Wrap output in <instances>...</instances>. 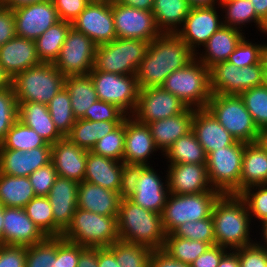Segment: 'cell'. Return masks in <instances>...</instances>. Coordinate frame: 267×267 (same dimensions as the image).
<instances>
[{
    "mask_svg": "<svg viewBox=\"0 0 267 267\" xmlns=\"http://www.w3.org/2000/svg\"><path fill=\"white\" fill-rule=\"evenodd\" d=\"M85 247L57 236V267H77L81 251Z\"/></svg>",
    "mask_w": 267,
    "mask_h": 267,
    "instance_id": "55",
    "label": "cell"
},
{
    "mask_svg": "<svg viewBox=\"0 0 267 267\" xmlns=\"http://www.w3.org/2000/svg\"><path fill=\"white\" fill-rule=\"evenodd\" d=\"M170 164H206L207 154L193 131L179 137L165 152Z\"/></svg>",
    "mask_w": 267,
    "mask_h": 267,
    "instance_id": "40",
    "label": "cell"
},
{
    "mask_svg": "<svg viewBox=\"0 0 267 267\" xmlns=\"http://www.w3.org/2000/svg\"><path fill=\"white\" fill-rule=\"evenodd\" d=\"M58 177L52 162L40 167L28 176L35 196H48L52 185Z\"/></svg>",
    "mask_w": 267,
    "mask_h": 267,
    "instance_id": "54",
    "label": "cell"
},
{
    "mask_svg": "<svg viewBox=\"0 0 267 267\" xmlns=\"http://www.w3.org/2000/svg\"><path fill=\"white\" fill-rule=\"evenodd\" d=\"M127 115L117 106L97 100L81 117L87 121H124Z\"/></svg>",
    "mask_w": 267,
    "mask_h": 267,
    "instance_id": "53",
    "label": "cell"
},
{
    "mask_svg": "<svg viewBox=\"0 0 267 267\" xmlns=\"http://www.w3.org/2000/svg\"><path fill=\"white\" fill-rule=\"evenodd\" d=\"M206 108L237 141L256 142L259 129L240 95L212 94Z\"/></svg>",
    "mask_w": 267,
    "mask_h": 267,
    "instance_id": "8",
    "label": "cell"
},
{
    "mask_svg": "<svg viewBox=\"0 0 267 267\" xmlns=\"http://www.w3.org/2000/svg\"><path fill=\"white\" fill-rule=\"evenodd\" d=\"M62 237L84 247H109L119 240L117 216H104L77 208Z\"/></svg>",
    "mask_w": 267,
    "mask_h": 267,
    "instance_id": "6",
    "label": "cell"
},
{
    "mask_svg": "<svg viewBox=\"0 0 267 267\" xmlns=\"http://www.w3.org/2000/svg\"><path fill=\"white\" fill-rule=\"evenodd\" d=\"M122 195L86 181L79 182L77 208L104 215L118 216Z\"/></svg>",
    "mask_w": 267,
    "mask_h": 267,
    "instance_id": "29",
    "label": "cell"
},
{
    "mask_svg": "<svg viewBox=\"0 0 267 267\" xmlns=\"http://www.w3.org/2000/svg\"><path fill=\"white\" fill-rule=\"evenodd\" d=\"M88 150L78 147L66 136L51 144V162L57 175L77 182L84 181Z\"/></svg>",
    "mask_w": 267,
    "mask_h": 267,
    "instance_id": "24",
    "label": "cell"
},
{
    "mask_svg": "<svg viewBox=\"0 0 267 267\" xmlns=\"http://www.w3.org/2000/svg\"><path fill=\"white\" fill-rule=\"evenodd\" d=\"M112 12L117 38L139 39L150 43L162 34L151 11L114 2Z\"/></svg>",
    "mask_w": 267,
    "mask_h": 267,
    "instance_id": "15",
    "label": "cell"
},
{
    "mask_svg": "<svg viewBox=\"0 0 267 267\" xmlns=\"http://www.w3.org/2000/svg\"><path fill=\"white\" fill-rule=\"evenodd\" d=\"M66 76L54 64L41 63L38 66L16 74L11 85L18 102L48 104L65 87Z\"/></svg>",
    "mask_w": 267,
    "mask_h": 267,
    "instance_id": "4",
    "label": "cell"
},
{
    "mask_svg": "<svg viewBox=\"0 0 267 267\" xmlns=\"http://www.w3.org/2000/svg\"><path fill=\"white\" fill-rule=\"evenodd\" d=\"M47 105L55 127L65 137L77 120L72 111L69 92L64 87Z\"/></svg>",
    "mask_w": 267,
    "mask_h": 267,
    "instance_id": "45",
    "label": "cell"
},
{
    "mask_svg": "<svg viewBox=\"0 0 267 267\" xmlns=\"http://www.w3.org/2000/svg\"><path fill=\"white\" fill-rule=\"evenodd\" d=\"M239 195L244 199L252 220L253 217L260 223L267 220V184L249 187Z\"/></svg>",
    "mask_w": 267,
    "mask_h": 267,
    "instance_id": "51",
    "label": "cell"
},
{
    "mask_svg": "<svg viewBox=\"0 0 267 267\" xmlns=\"http://www.w3.org/2000/svg\"><path fill=\"white\" fill-rule=\"evenodd\" d=\"M195 108L188 107L183 113L162 120L150 122V128L156 148L161 150L162 155L170 146L182 136L192 131V121Z\"/></svg>",
    "mask_w": 267,
    "mask_h": 267,
    "instance_id": "31",
    "label": "cell"
},
{
    "mask_svg": "<svg viewBox=\"0 0 267 267\" xmlns=\"http://www.w3.org/2000/svg\"><path fill=\"white\" fill-rule=\"evenodd\" d=\"M77 267H98V248L85 247L80 253Z\"/></svg>",
    "mask_w": 267,
    "mask_h": 267,
    "instance_id": "62",
    "label": "cell"
},
{
    "mask_svg": "<svg viewBox=\"0 0 267 267\" xmlns=\"http://www.w3.org/2000/svg\"><path fill=\"white\" fill-rule=\"evenodd\" d=\"M9 86H11V78L2 69V66L0 65V90L5 89Z\"/></svg>",
    "mask_w": 267,
    "mask_h": 267,
    "instance_id": "70",
    "label": "cell"
},
{
    "mask_svg": "<svg viewBox=\"0 0 267 267\" xmlns=\"http://www.w3.org/2000/svg\"><path fill=\"white\" fill-rule=\"evenodd\" d=\"M158 151L150 128L133 116L125 118V141L122 162L128 167L149 165V157Z\"/></svg>",
    "mask_w": 267,
    "mask_h": 267,
    "instance_id": "21",
    "label": "cell"
},
{
    "mask_svg": "<svg viewBox=\"0 0 267 267\" xmlns=\"http://www.w3.org/2000/svg\"><path fill=\"white\" fill-rule=\"evenodd\" d=\"M18 120L34 129L47 143L54 144L64 136L55 127L47 104L18 102Z\"/></svg>",
    "mask_w": 267,
    "mask_h": 267,
    "instance_id": "32",
    "label": "cell"
},
{
    "mask_svg": "<svg viewBox=\"0 0 267 267\" xmlns=\"http://www.w3.org/2000/svg\"><path fill=\"white\" fill-rule=\"evenodd\" d=\"M148 45L147 41L130 38H116L98 45L93 68L119 75H136Z\"/></svg>",
    "mask_w": 267,
    "mask_h": 267,
    "instance_id": "7",
    "label": "cell"
},
{
    "mask_svg": "<svg viewBox=\"0 0 267 267\" xmlns=\"http://www.w3.org/2000/svg\"><path fill=\"white\" fill-rule=\"evenodd\" d=\"M189 5L191 8L193 7H212L217 5H220V0H188ZM216 3V4H215Z\"/></svg>",
    "mask_w": 267,
    "mask_h": 267,
    "instance_id": "68",
    "label": "cell"
},
{
    "mask_svg": "<svg viewBox=\"0 0 267 267\" xmlns=\"http://www.w3.org/2000/svg\"><path fill=\"white\" fill-rule=\"evenodd\" d=\"M42 146H51V144L19 120L13 124L0 143V149H17L24 152Z\"/></svg>",
    "mask_w": 267,
    "mask_h": 267,
    "instance_id": "41",
    "label": "cell"
},
{
    "mask_svg": "<svg viewBox=\"0 0 267 267\" xmlns=\"http://www.w3.org/2000/svg\"><path fill=\"white\" fill-rule=\"evenodd\" d=\"M209 247L206 242L180 238L170 233L166 235L163 250L179 262L190 265Z\"/></svg>",
    "mask_w": 267,
    "mask_h": 267,
    "instance_id": "42",
    "label": "cell"
},
{
    "mask_svg": "<svg viewBox=\"0 0 267 267\" xmlns=\"http://www.w3.org/2000/svg\"><path fill=\"white\" fill-rule=\"evenodd\" d=\"M24 210L46 236L63 235L54 223L52 207L47 196H35L24 207Z\"/></svg>",
    "mask_w": 267,
    "mask_h": 267,
    "instance_id": "43",
    "label": "cell"
},
{
    "mask_svg": "<svg viewBox=\"0 0 267 267\" xmlns=\"http://www.w3.org/2000/svg\"><path fill=\"white\" fill-rule=\"evenodd\" d=\"M161 87L190 108H206L212 95L210 69L195 57L185 67L172 72Z\"/></svg>",
    "mask_w": 267,
    "mask_h": 267,
    "instance_id": "5",
    "label": "cell"
},
{
    "mask_svg": "<svg viewBox=\"0 0 267 267\" xmlns=\"http://www.w3.org/2000/svg\"><path fill=\"white\" fill-rule=\"evenodd\" d=\"M125 141V119L109 134L97 140L91 152L122 162Z\"/></svg>",
    "mask_w": 267,
    "mask_h": 267,
    "instance_id": "47",
    "label": "cell"
},
{
    "mask_svg": "<svg viewBox=\"0 0 267 267\" xmlns=\"http://www.w3.org/2000/svg\"><path fill=\"white\" fill-rule=\"evenodd\" d=\"M167 183L170 194H198L217 191L211 187L206 164H169Z\"/></svg>",
    "mask_w": 267,
    "mask_h": 267,
    "instance_id": "23",
    "label": "cell"
},
{
    "mask_svg": "<svg viewBox=\"0 0 267 267\" xmlns=\"http://www.w3.org/2000/svg\"><path fill=\"white\" fill-rule=\"evenodd\" d=\"M97 45L71 27L54 66L65 76L88 75L94 67Z\"/></svg>",
    "mask_w": 267,
    "mask_h": 267,
    "instance_id": "14",
    "label": "cell"
},
{
    "mask_svg": "<svg viewBox=\"0 0 267 267\" xmlns=\"http://www.w3.org/2000/svg\"><path fill=\"white\" fill-rule=\"evenodd\" d=\"M4 206L0 203V245H3Z\"/></svg>",
    "mask_w": 267,
    "mask_h": 267,
    "instance_id": "73",
    "label": "cell"
},
{
    "mask_svg": "<svg viewBox=\"0 0 267 267\" xmlns=\"http://www.w3.org/2000/svg\"><path fill=\"white\" fill-rule=\"evenodd\" d=\"M47 236L28 217L24 208L4 207L3 245L32 246Z\"/></svg>",
    "mask_w": 267,
    "mask_h": 267,
    "instance_id": "22",
    "label": "cell"
},
{
    "mask_svg": "<svg viewBox=\"0 0 267 267\" xmlns=\"http://www.w3.org/2000/svg\"><path fill=\"white\" fill-rule=\"evenodd\" d=\"M16 36L36 40L60 21L52 0L23 5L13 9Z\"/></svg>",
    "mask_w": 267,
    "mask_h": 267,
    "instance_id": "18",
    "label": "cell"
},
{
    "mask_svg": "<svg viewBox=\"0 0 267 267\" xmlns=\"http://www.w3.org/2000/svg\"><path fill=\"white\" fill-rule=\"evenodd\" d=\"M128 169L123 162L88 151L84 181L119 192L124 196L127 190Z\"/></svg>",
    "mask_w": 267,
    "mask_h": 267,
    "instance_id": "20",
    "label": "cell"
},
{
    "mask_svg": "<svg viewBox=\"0 0 267 267\" xmlns=\"http://www.w3.org/2000/svg\"><path fill=\"white\" fill-rule=\"evenodd\" d=\"M195 53L175 33H162L148 45L136 72L139 89L161 87L174 71L185 67Z\"/></svg>",
    "mask_w": 267,
    "mask_h": 267,
    "instance_id": "1",
    "label": "cell"
},
{
    "mask_svg": "<svg viewBox=\"0 0 267 267\" xmlns=\"http://www.w3.org/2000/svg\"><path fill=\"white\" fill-rule=\"evenodd\" d=\"M41 1H45V0H0V4L7 8L15 9L23 5L32 4V3L41 2Z\"/></svg>",
    "mask_w": 267,
    "mask_h": 267,
    "instance_id": "67",
    "label": "cell"
},
{
    "mask_svg": "<svg viewBox=\"0 0 267 267\" xmlns=\"http://www.w3.org/2000/svg\"><path fill=\"white\" fill-rule=\"evenodd\" d=\"M18 103L12 85L0 90V143L18 120Z\"/></svg>",
    "mask_w": 267,
    "mask_h": 267,
    "instance_id": "50",
    "label": "cell"
},
{
    "mask_svg": "<svg viewBox=\"0 0 267 267\" xmlns=\"http://www.w3.org/2000/svg\"><path fill=\"white\" fill-rule=\"evenodd\" d=\"M240 267H267V250L257 243L235 249Z\"/></svg>",
    "mask_w": 267,
    "mask_h": 267,
    "instance_id": "56",
    "label": "cell"
},
{
    "mask_svg": "<svg viewBox=\"0 0 267 267\" xmlns=\"http://www.w3.org/2000/svg\"><path fill=\"white\" fill-rule=\"evenodd\" d=\"M229 249L218 246L211 245L207 250L201 254L194 262L190 264L191 267H217L220 263L222 256Z\"/></svg>",
    "mask_w": 267,
    "mask_h": 267,
    "instance_id": "60",
    "label": "cell"
},
{
    "mask_svg": "<svg viewBox=\"0 0 267 267\" xmlns=\"http://www.w3.org/2000/svg\"><path fill=\"white\" fill-rule=\"evenodd\" d=\"M72 27L90 38L97 46L117 38L112 3L91 1L72 22Z\"/></svg>",
    "mask_w": 267,
    "mask_h": 267,
    "instance_id": "17",
    "label": "cell"
},
{
    "mask_svg": "<svg viewBox=\"0 0 267 267\" xmlns=\"http://www.w3.org/2000/svg\"><path fill=\"white\" fill-rule=\"evenodd\" d=\"M60 20L73 22L85 9L89 0H52Z\"/></svg>",
    "mask_w": 267,
    "mask_h": 267,
    "instance_id": "57",
    "label": "cell"
},
{
    "mask_svg": "<svg viewBox=\"0 0 267 267\" xmlns=\"http://www.w3.org/2000/svg\"><path fill=\"white\" fill-rule=\"evenodd\" d=\"M192 131L206 154L233 145L237 141L207 108L195 110Z\"/></svg>",
    "mask_w": 267,
    "mask_h": 267,
    "instance_id": "28",
    "label": "cell"
},
{
    "mask_svg": "<svg viewBox=\"0 0 267 267\" xmlns=\"http://www.w3.org/2000/svg\"><path fill=\"white\" fill-rule=\"evenodd\" d=\"M258 129L267 126V89L261 85L240 94Z\"/></svg>",
    "mask_w": 267,
    "mask_h": 267,
    "instance_id": "48",
    "label": "cell"
},
{
    "mask_svg": "<svg viewBox=\"0 0 267 267\" xmlns=\"http://www.w3.org/2000/svg\"><path fill=\"white\" fill-rule=\"evenodd\" d=\"M245 143L216 149L207 154V173L211 187L221 194H240V177Z\"/></svg>",
    "mask_w": 267,
    "mask_h": 267,
    "instance_id": "10",
    "label": "cell"
},
{
    "mask_svg": "<svg viewBox=\"0 0 267 267\" xmlns=\"http://www.w3.org/2000/svg\"><path fill=\"white\" fill-rule=\"evenodd\" d=\"M165 182L153 166H133L127 173L126 196L140 207L161 214L170 194Z\"/></svg>",
    "mask_w": 267,
    "mask_h": 267,
    "instance_id": "9",
    "label": "cell"
},
{
    "mask_svg": "<svg viewBox=\"0 0 267 267\" xmlns=\"http://www.w3.org/2000/svg\"><path fill=\"white\" fill-rule=\"evenodd\" d=\"M254 6L256 15L267 25V0H249Z\"/></svg>",
    "mask_w": 267,
    "mask_h": 267,
    "instance_id": "66",
    "label": "cell"
},
{
    "mask_svg": "<svg viewBox=\"0 0 267 267\" xmlns=\"http://www.w3.org/2000/svg\"><path fill=\"white\" fill-rule=\"evenodd\" d=\"M25 267H57V236L27 246Z\"/></svg>",
    "mask_w": 267,
    "mask_h": 267,
    "instance_id": "46",
    "label": "cell"
},
{
    "mask_svg": "<svg viewBox=\"0 0 267 267\" xmlns=\"http://www.w3.org/2000/svg\"><path fill=\"white\" fill-rule=\"evenodd\" d=\"M149 267H191L189 264L179 262L172 258L163 249L153 250L150 259Z\"/></svg>",
    "mask_w": 267,
    "mask_h": 267,
    "instance_id": "61",
    "label": "cell"
},
{
    "mask_svg": "<svg viewBox=\"0 0 267 267\" xmlns=\"http://www.w3.org/2000/svg\"><path fill=\"white\" fill-rule=\"evenodd\" d=\"M34 197L28 177L0 173V203L4 207L24 208Z\"/></svg>",
    "mask_w": 267,
    "mask_h": 267,
    "instance_id": "37",
    "label": "cell"
},
{
    "mask_svg": "<svg viewBox=\"0 0 267 267\" xmlns=\"http://www.w3.org/2000/svg\"><path fill=\"white\" fill-rule=\"evenodd\" d=\"M246 39L244 36L227 59L228 62L239 68L260 63L262 44H254Z\"/></svg>",
    "mask_w": 267,
    "mask_h": 267,
    "instance_id": "52",
    "label": "cell"
},
{
    "mask_svg": "<svg viewBox=\"0 0 267 267\" xmlns=\"http://www.w3.org/2000/svg\"><path fill=\"white\" fill-rule=\"evenodd\" d=\"M215 244L230 250L255 243L250 236L251 217L239 194H221L212 210Z\"/></svg>",
    "mask_w": 267,
    "mask_h": 267,
    "instance_id": "2",
    "label": "cell"
},
{
    "mask_svg": "<svg viewBox=\"0 0 267 267\" xmlns=\"http://www.w3.org/2000/svg\"><path fill=\"white\" fill-rule=\"evenodd\" d=\"M98 267H121L114 253L108 248H98Z\"/></svg>",
    "mask_w": 267,
    "mask_h": 267,
    "instance_id": "63",
    "label": "cell"
},
{
    "mask_svg": "<svg viewBox=\"0 0 267 267\" xmlns=\"http://www.w3.org/2000/svg\"><path fill=\"white\" fill-rule=\"evenodd\" d=\"M260 62L262 64L263 68H267V43L266 44L263 43L261 46Z\"/></svg>",
    "mask_w": 267,
    "mask_h": 267,
    "instance_id": "72",
    "label": "cell"
},
{
    "mask_svg": "<svg viewBox=\"0 0 267 267\" xmlns=\"http://www.w3.org/2000/svg\"><path fill=\"white\" fill-rule=\"evenodd\" d=\"M219 7H193L176 34L196 54L197 47L203 46L223 25L216 9Z\"/></svg>",
    "mask_w": 267,
    "mask_h": 267,
    "instance_id": "19",
    "label": "cell"
},
{
    "mask_svg": "<svg viewBox=\"0 0 267 267\" xmlns=\"http://www.w3.org/2000/svg\"><path fill=\"white\" fill-rule=\"evenodd\" d=\"M26 247L0 245V267H25Z\"/></svg>",
    "mask_w": 267,
    "mask_h": 267,
    "instance_id": "58",
    "label": "cell"
},
{
    "mask_svg": "<svg viewBox=\"0 0 267 267\" xmlns=\"http://www.w3.org/2000/svg\"><path fill=\"white\" fill-rule=\"evenodd\" d=\"M123 121H87L79 118L72 126L71 131L66 137L85 150L91 151L106 134L112 132Z\"/></svg>",
    "mask_w": 267,
    "mask_h": 267,
    "instance_id": "35",
    "label": "cell"
},
{
    "mask_svg": "<svg viewBox=\"0 0 267 267\" xmlns=\"http://www.w3.org/2000/svg\"><path fill=\"white\" fill-rule=\"evenodd\" d=\"M188 0H154L152 14L161 33H175L190 11Z\"/></svg>",
    "mask_w": 267,
    "mask_h": 267,
    "instance_id": "34",
    "label": "cell"
},
{
    "mask_svg": "<svg viewBox=\"0 0 267 267\" xmlns=\"http://www.w3.org/2000/svg\"><path fill=\"white\" fill-rule=\"evenodd\" d=\"M124 5L137 8L140 10L151 11L154 0H121Z\"/></svg>",
    "mask_w": 267,
    "mask_h": 267,
    "instance_id": "65",
    "label": "cell"
},
{
    "mask_svg": "<svg viewBox=\"0 0 267 267\" xmlns=\"http://www.w3.org/2000/svg\"><path fill=\"white\" fill-rule=\"evenodd\" d=\"M65 88L70 94L72 111L76 119L81 118L86 110L98 100L89 74L66 76Z\"/></svg>",
    "mask_w": 267,
    "mask_h": 267,
    "instance_id": "36",
    "label": "cell"
},
{
    "mask_svg": "<svg viewBox=\"0 0 267 267\" xmlns=\"http://www.w3.org/2000/svg\"><path fill=\"white\" fill-rule=\"evenodd\" d=\"M188 106L162 87L139 89L138 102L132 116L140 123L148 124L157 120L183 113Z\"/></svg>",
    "mask_w": 267,
    "mask_h": 267,
    "instance_id": "16",
    "label": "cell"
},
{
    "mask_svg": "<svg viewBox=\"0 0 267 267\" xmlns=\"http://www.w3.org/2000/svg\"><path fill=\"white\" fill-rule=\"evenodd\" d=\"M220 195L219 191L187 195L169 194L161 213L166 234L172 233L185 222L211 217L214 204Z\"/></svg>",
    "mask_w": 267,
    "mask_h": 267,
    "instance_id": "11",
    "label": "cell"
},
{
    "mask_svg": "<svg viewBox=\"0 0 267 267\" xmlns=\"http://www.w3.org/2000/svg\"><path fill=\"white\" fill-rule=\"evenodd\" d=\"M217 267H240L238 252L236 250L227 251Z\"/></svg>",
    "mask_w": 267,
    "mask_h": 267,
    "instance_id": "64",
    "label": "cell"
},
{
    "mask_svg": "<svg viewBox=\"0 0 267 267\" xmlns=\"http://www.w3.org/2000/svg\"><path fill=\"white\" fill-rule=\"evenodd\" d=\"M263 86L267 89V68H264Z\"/></svg>",
    "mask_w": 267,
    "mask_h": 267,
    "instance_id": "74",
    "label": "cell"
},
{
    "mask_svg": "<svg viewBox=\"0 0 267 267\" xmlns=\"http://www.w3.org/2000/svg\"><path fill=\"white\" fill-rule=\"evenodd\" d=\"M71 27V22L60 20L35 40L37 55L42 63L54 64Z\"/></svg>",
    "mask_w": 267,
    "mask_h": 267,
    "instance_id": "38",
    "label": "cell"
},
{
    "mask_svg": "<svg viewBox=\"0 0 267 267\" xmlns=\"http://www.w3.org/2000/svg\"><path fill=\"white\" fill-rule=\"evenodd\" d=\"M256 143H258L267 152V126L259 129Z\"/></svg>",
    "mask_w": 267,
    "mask_h": 267,
    "instance_id": "69",
    "label": "cell"
},
{
    "mask_svg": "<svg viewBox=\"0 0 267 267\" xmlns=\"http://www.w3.org/2000/svg\"><path fill=\"white\" fill-rule=\"evenodd\" d=\"M97 98L120 108L127 116H132L137 102L139 87L136 75H119L94 68L89 72Z\"/></svg>",
    "mask_w": 267,
    "mask_h": 267,
    "instance_id": "12",
    "label": "cell"
},
{
    "mask_svg": "<svg viewBox=\"0 0 267 267\" xmlns=\"http://www.w3.org/2000/svg\"><path fill=\"white\" fill-rule=\"evenodd\" d=\"M172 234L189 240L206 242L215 245L214 226L212 216L192 222H185L178 226Z\"/></svg>",
    "mask_w": 267,
    "mask_h": 267,
    "instance_id": "49",
    "label": "cell"
},
{
    "mask_svg": "<svg viewBox=\"0 0 267 267\" xmlns=\"http://www.w3.org/2000/svg\"><path fill=\"white\" fill-rule=\"evenodd\" d=\"M15 36L16 27L13 9L0 4V47Z\"/></svg>",
    "mask_w": 267,
    "mask_h": 267,
    "instance_id": "59",
    "label": "cell"
},
{
    "mask_svg": "<svg viewBox=\"0 0 267 267\" xmlns=\"http://www.w3.org/2000/svg\"><path fill=\"white\" fill-rule=\"evenodd\" d=\"M108 3L120 2L121 0H102Z\"/></svg>",
    "mask_w": 267,
    "mask_h": 267,
    "instance_id": "75",
    "label": "cell"
},
{
    "mask_svg": "<svg viewBox=\"0 0 267 267\" xmlns=\"http://www.w3.org/2000/svg\"><path fill=\"white\" fill-rule=\"evenodd\" d=\"M263 77L261 62L242 68L228 61L219 62L210 68V90L212 94L240 95L263 85Z\"/></svg>",
    "mask_w": 267,
    "mask_h": 267,
    "instance_id": "13",
    "label": "cell"
},
{
    "mask_svg": "<svg viewBox=\"0 0 267 267\" xmlns=\"http://www.w3.org/2000/svg\"><path fill=\"white\" fill-rule=\"evenodd\" d=\"M51 162V146L28 151L0 149V173L28 177L35 170Z\"/></svg>",
    "mask_w": 267,
    "mask_h": 267,
    "instance_id": "25",
    "label": "cell"
},
{
    "mask_svg": "<svg viewBox=\"0 0 267 267\" xmlns=\"http://www.w3.org/2000/svg\"><path fill=\"white\" fill-rule=\"evenodd\" d=\"M117 230L120 240L145 245L152 250L163 249L167 235L161 214L136 205L126 195L120 200Z\"/></svg>",
    "mask_w": 267,
    "mask_h": 267,
    "instance_id": "3",
    "label": "cell"
},
{
    "mask_svg": "<svg viewBox=\"0 0 267 267\" xmlns=\"http://www.w3.org/2000/svg\"><path fill=\"white\" fill-rule=\"evenodd\" d=\"M79 182L57 177L48 194L54 223L64 233L72 222L77 209Z\"/></svg>",
    "mask_w": 267,
    "mask_h": 267,
    "instance_id": "26",
    "label": "cell"
},
{
    "mask_svg": "<svg viewBox=\"0 0 267 267\" xmlns=\"http://www.w3.org/2000/svg\"><path fill=\"white\" fill-rule=\"evenodd\" d=\"M219 7L226 13L224 15L223 25L242 30L243 26L254 22L258 31L267 34V25L256 15L254 6L249 0H220ZM225 19V20H224ZM242 29H241V27Z\"/></svg>",
    "mask_w": 267,
    "mask_h": 267,
    "instance_id": "39",
    "label": "cell"
},
{
    "mask_svg": "<svg viewBox=\"0 0 267 267\" xmlns=\"http://www.w3.org/2000/svg\"><path fill=\"white\" fill-rule=\"evenodd\" d=\"M108 248L114 253L121 267H149V259L153 250L145 245L119 239Z\"/></svg>",
    "mask_w": 267,
    "mask_h": 267,
    "instance_id": "44",
    "label": "cell"
},
{
    "mask_svg": "<svg viewBox=\"0 0 267 267\" xmlns=\"http://www.w3.org/2000/svg\"><path fill=\"white\" fill-rule=\"evenodd\" d=\"M267 184V152L256 142L245 143L240 193L245 189Z\"/></svg>",
    "mask_w": 267,
    "mask_h": 267,
    "instance_id": "33",
    "label": "cell"
},
{
    "mask_svg": "<svg viewBox=\"0 0 267 267\" xmlns=\"http://www.w3.org/2000/svg\"><path fill=\"white\" fill-rule=\"evenodd\" d=\"M260 225L262 226L261 227L262 229H260L262 231L261 237H262V239L264 241H263L262 244H260L261 243L260 241H259V243L258 242H256V243L267 250V220H265L264 222L260 223Z\"/></svg>",
    "mask_w": 267,
    "mask_h": 267,
    "instance_id": "71",
    "label": "cell"
},
{
    "mask_svg": "<svg viewBox=\"0 0 267 267\" xmlns=\"http://www.w3.org/2000/svg\"><path fill=\"white\" fill-rule=\"evenodd\" d=\"M242 31L222 25L203 45L205 51H202V54L197 52L195 57L208 69L219 62L227 61L229 55L243 39L245 33Z\"/></svg>",
    "mask_w": 267,
    "mask_h": 267,
    "instance_id": "30",
    "label": "cell"
},
{
    "mask_svg": "<svg viewBox=\"0 0 267 267\" xmlns=\"http://www.w3.org/2000/svg\"><path fill=\"white\" fill-rule=\"evenodd\" d=\"M41 63L34 40L15 36L0 47V65L11 79Z\"/></svg>",
    "mask_w": 267,
    "mask_h": 267,
    "instance_id": "27",
    "label": "cell"
}]
</instances>
